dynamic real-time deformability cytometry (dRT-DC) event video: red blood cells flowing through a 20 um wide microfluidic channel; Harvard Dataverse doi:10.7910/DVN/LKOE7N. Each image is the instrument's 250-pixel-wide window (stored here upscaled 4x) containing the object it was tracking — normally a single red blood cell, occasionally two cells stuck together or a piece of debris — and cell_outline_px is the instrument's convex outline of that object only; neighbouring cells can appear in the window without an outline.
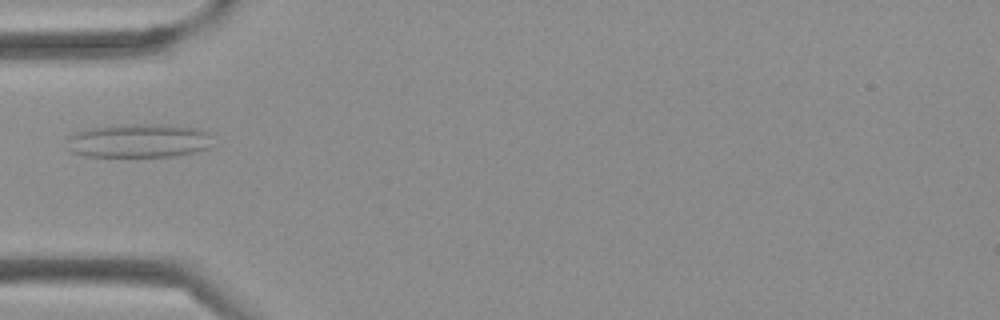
{"species": "Egyptian fruit bat (a non-hibernating species)", "species_latin": "Rousettus aegyptiacus", "temperature_condition": "cold", "stored_images_in_passage": 40, "camera_frame_rate_fps": 3000, "um_per_image_px": 0.085, "frame": {"image": 1, "passage_image": 13, "time_ms": 4.0, "image_size_px": [1000, 320], "cell_outline_px": [[208, 148], [176, 156], [84, 156], [68, 152], [68, 136], [72, 132], [92, 128], [120, 124], [168, 124], [200, 128], [208, 132]], "centroid_in_image_um": [11.72, 11.95], "position_along_channel_um": 73.3, "area_um2": 28.84}}
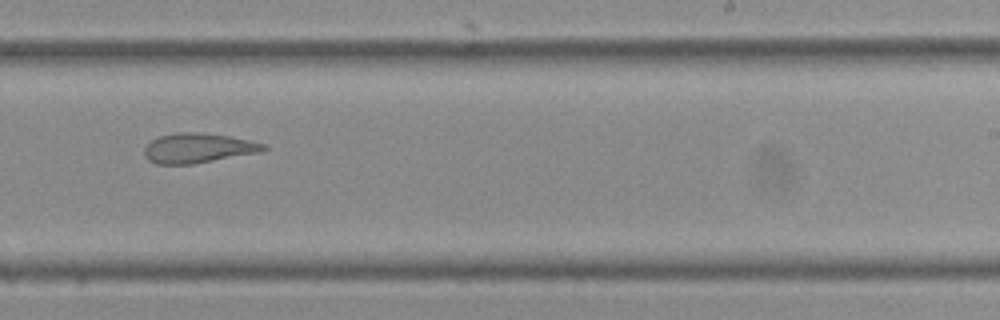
{"frame": {"image": 2, "passage_image": 25, "time_ms": 8.0, "image_size_px": [1000, 320], "cell_outline_px": [[268, 148], [260, 152], [192, 164], [156, 164], [148, 160], [144, 156], [144, 148], [152, 140], [160, 136], [176, 132], [196, 132], [228, 136], [268, 144]], "centroid_in_image_um": [16.83, 12.59], "position_along_channel_um": 272.2, "area_um2": 20.58}}
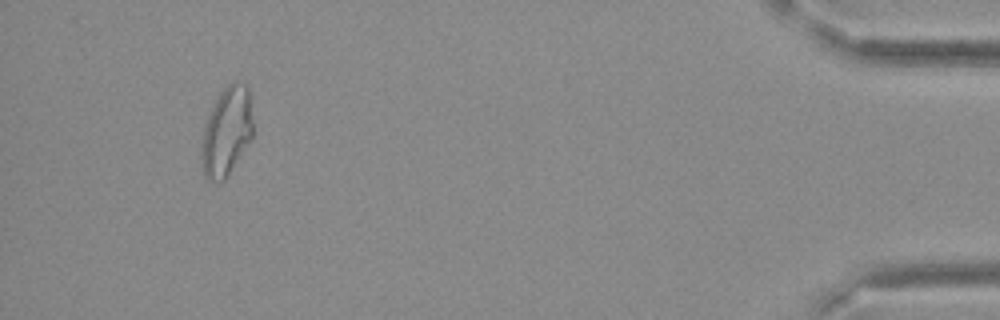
{"frame": {"image": 3, "passage_image": 38, "time_ms": 12.333, "image_size_px": [1000, 320], "cell_outline_px": [[252, 140], [228, 176], [224, 180], [208, 180], [204, 176], [204, 128], [208, 116], [220, 92], [232, 80], [236, 80], [244, 84], [248, 88], [252, 120]], "centroid_in_image_um": [19.32, 11.15], "position_along_channel_um": 415.9, "area_um2": 25.95}}